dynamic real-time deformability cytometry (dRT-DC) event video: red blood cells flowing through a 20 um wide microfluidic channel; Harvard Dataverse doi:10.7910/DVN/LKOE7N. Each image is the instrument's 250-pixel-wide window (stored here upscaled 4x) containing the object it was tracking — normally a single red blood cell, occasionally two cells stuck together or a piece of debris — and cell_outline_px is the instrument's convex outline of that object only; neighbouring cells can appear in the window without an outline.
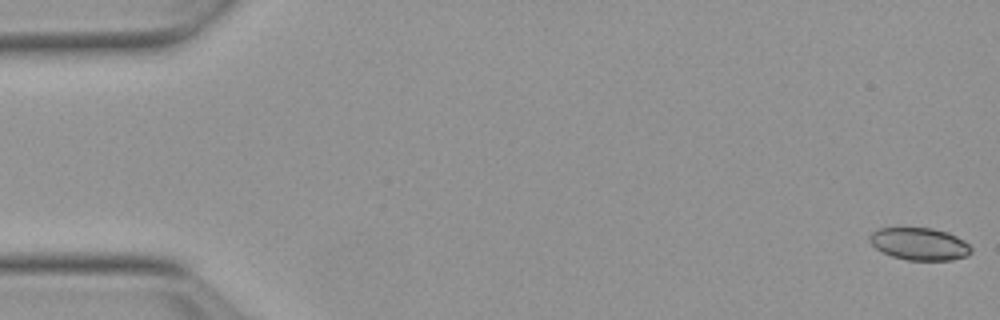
{"species": "Egyptian fruit bat (a non-hibernating species)", "species_latin": "Rousettus aegyptiacus", "temperature_condition": "warm", "stored_images_in_passage": 54, "camera_frame_rate_fps": 3000, "um_per_image_px": 0.085, "animal": {"sex": "female"}, "frame": {"image": 1, "passage_image": 1, "time_ms": 0.0, "image_size_px": [1000, 320], "cell_outline_px": [[972, 252], [968, 256], [952, 260], [908, 260], [892, 256], [876, 248], [868, 240], [868, 236], [872, 232], [880, 228], [932, 228], [948, 232], [964, 240], [972, 248]], "centroid_in_image_um": [78.18, 20.73], "position_along_channel_um": 6.8, "area_um2": 19.19}}
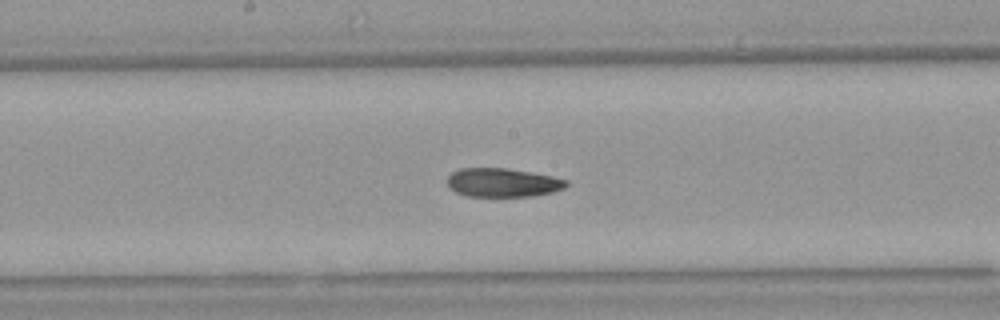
{"frame": {"image": 2, "passage_image": 28, "time_ms": 9.0, "image_size_px": [1000, 320], "cell_outline_px": [[568, 184], [564, 188], [552, 192], [532, 196], [468, 196], [456, 192], [448, 188], [448, 176], [452, 172], [460, 168], [508, 168], [532, 172], [552, 176], [568, 180]], "centroid_in_image_um": [42.73, 15.51], "position_along_channel_um": 205.5, "area_um2": 20.0}}
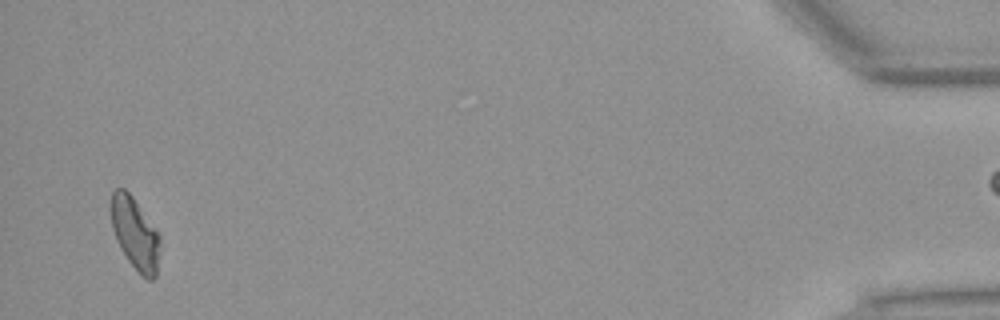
{"frame": {"image": 3, "passage_image": 52, "time_ms": 17.0, "image_size_px": [1000, 320], "cell_outline_px": [[160, 248], [156, 276], [152, 280], [148, 280], [140, 276], [128, 260], [120, 248], [116, 240], [112, 228], [112, 192], [116, 188], [124, 188], [132, 196], [160, 236]], "centroid_in_image_um": [11.49, 19.91], "position_along_channel_um": 423.7, "area_um2": 20.35}, "authors_computed_cell_mechanics": {"area_um2": 20.6057, "velocity_mm_per_s": 3.8293, "shape_relaxation_time_tau1_ms": 10.4108, "shape_relaxation_time_tau2_ms": 5.987, "deformation_change_tau1": 0.2133, "deformation_change_tau2": 0.1333}}